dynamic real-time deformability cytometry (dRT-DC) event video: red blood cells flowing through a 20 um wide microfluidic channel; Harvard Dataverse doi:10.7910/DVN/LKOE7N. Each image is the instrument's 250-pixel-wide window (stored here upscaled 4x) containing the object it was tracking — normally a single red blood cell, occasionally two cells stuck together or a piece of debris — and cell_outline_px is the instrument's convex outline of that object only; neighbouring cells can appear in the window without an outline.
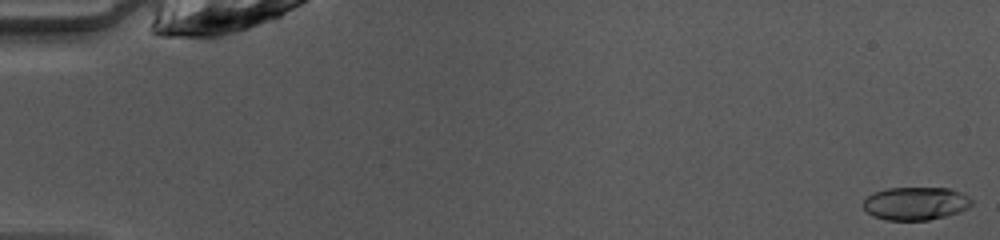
{"species": "common noctule bat (a hibernating species)", "species_latin": "Nyctalus noctula", "temperature_condition": "warm", "stored_images_in_passage": 4, "camera_frame_rate_fps": 3000, "um_per_image_px": 0.085, "animal": {"sex": "female", "body_mass_g": 10.0, "forearm_length_mm": 53.1}, "frame": {"image": 1, "passage_image": 1, "time_ms": 0.0, "image_size_px": [1000, 240], "cell_outline_px": [[972, 204], [968, 208], [960, 212], [928, 220], [888, 220], [872, 216], [864, 208], [864, 200], [872, 192], [888, 188], [948, 188], [960, 192], [968, 196], [972, 200]], "centroid_in_image_um": [77.83, 17.29], "position_along_channel_um": 7.2, "area_um2": 20.87}}